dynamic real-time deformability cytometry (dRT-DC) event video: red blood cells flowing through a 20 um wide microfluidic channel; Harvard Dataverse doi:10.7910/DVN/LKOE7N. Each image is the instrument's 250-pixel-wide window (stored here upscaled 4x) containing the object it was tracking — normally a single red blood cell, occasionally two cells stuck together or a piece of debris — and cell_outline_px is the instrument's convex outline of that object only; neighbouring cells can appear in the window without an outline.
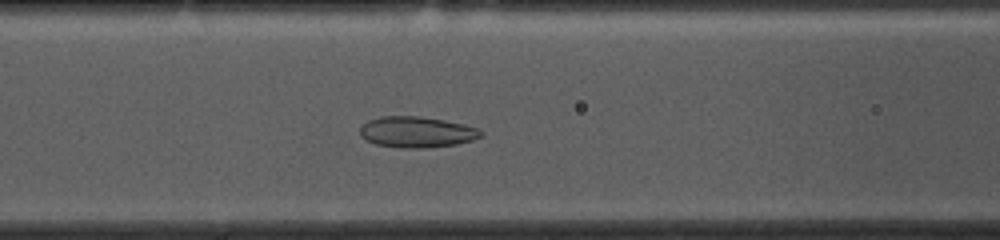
{"species": "common noctule bat (a hibernating species)", "species_latin": "Nyctalus noctula", "temperature_condition": "cold", "stored_images_in_passage": 53, "camera_frame_rate_fps": 3000, "um_per_image_px": 0.085, "animal": {"sex": "female", "body_mass_g": 10.0, "forearm_length_mm": 53.1}, "frame": {"image": 1, "passage_image": 20, "time_ms": 6.333, "image_size_px": [1000, 240], "cell_outline_px": [[484, 136], [472, 140], [456, 144], [424, 148], [400, 148], [376, 144], [364, 140], [360, 136], [360, 128], [368, 120], [380, 116], [416, 116], [444, 120], [464, 124], [480, 128], [484, 132]], "centroid_in_image_um": [35.44, 11.22], "position_along_channel_um": 131.2, "area_um2": 22.02}}
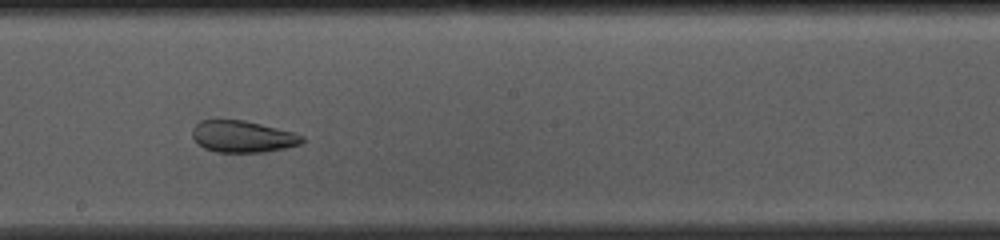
{"frame": {"image": 2, "passage_image": 28, "time_ms": 9.0, "image_size_px": [1000, 240], "cell_outline_px": [[304, 144], [288, 148], [264, 152], [216, 152], [204, 148], [192, 136], [192, 128], [200, 120], [244, 120], [292, 132], [304, 136]], "centroid_in_image_um": [20.66, 11.62], "position_along_channel_um": 227.5, "area_um2": 20.29}}
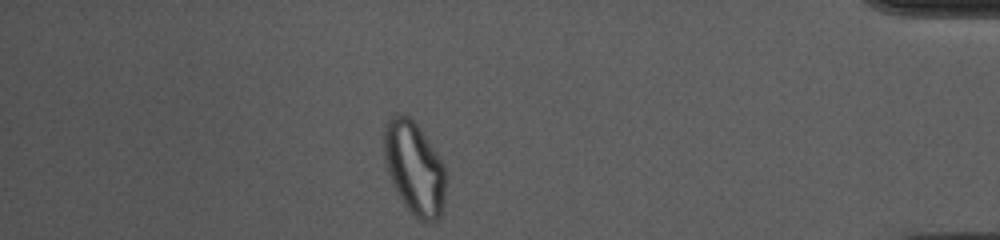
{"frame": {"image": 3, "passage_image": 46, "time_ms": 15.0, "image_size_px": [1000, 240], "cell_outline_px": [[444, 204], [440, 216], [432, 224], [428, 224], [420, 220], [408, 208], [400, 196], [388, 176], [384, 156], [384, 124], [392, 116], [400, 112], [408, 116], [420, 128], [440, 156], [444, 164]], "centroid_in_image_um": [35.22, 14.26], "position_along_channel_um": 400.0, "area_um2": 33.41}, "authors_computed_cell_mechanics": {"area_um2": 26.1256, "velocity_mm_per_s": 3.6209, "shape_relaxation_time_tau1_ms": null, "shape_relaxation_time_tau2_ms": 1.4732, "deformation_change_tau1": null, "deformation_change_tau2": 0.0753}}